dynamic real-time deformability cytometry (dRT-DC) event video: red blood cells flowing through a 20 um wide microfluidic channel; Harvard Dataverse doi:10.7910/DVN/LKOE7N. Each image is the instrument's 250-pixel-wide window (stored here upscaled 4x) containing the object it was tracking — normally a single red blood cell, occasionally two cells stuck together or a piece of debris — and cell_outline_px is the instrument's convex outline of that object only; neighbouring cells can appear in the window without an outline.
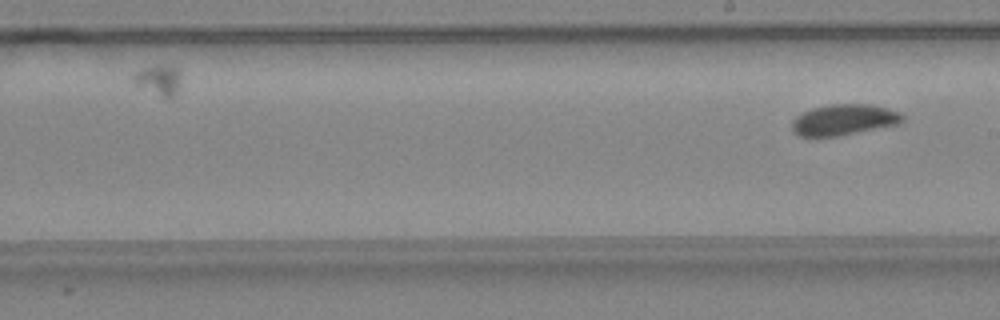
{"species": "common noctule bat (a hibernating species)", "species_latin": "Nyctalus noctula", "temperature_condition": "warm", "stored_images_in_passage": 19, "camera_frame_rate_fps": 3000, "um_per_image_px": 0.085, "animal": {"sex": "female", "body_mass_g": 24.6, "forearm_length_mm": 56.2}, "frame": {"image": 1, "passage_image": 19, "time_ms": 6.0, "image_size_px": [1000, 320], "cell_outline_px": [[904, 120], [896, 124], [840, 136], [800, 136], [792, 128], [792, 120], [796, 116], [812, 108], [828, 104], [868, 104], [888, 108], [900, 112], [904, 116]], "centroid_in_image_um": [71.74, 10.17], "position_along_channel_um": 217.3, "area_um2": 19.77}}